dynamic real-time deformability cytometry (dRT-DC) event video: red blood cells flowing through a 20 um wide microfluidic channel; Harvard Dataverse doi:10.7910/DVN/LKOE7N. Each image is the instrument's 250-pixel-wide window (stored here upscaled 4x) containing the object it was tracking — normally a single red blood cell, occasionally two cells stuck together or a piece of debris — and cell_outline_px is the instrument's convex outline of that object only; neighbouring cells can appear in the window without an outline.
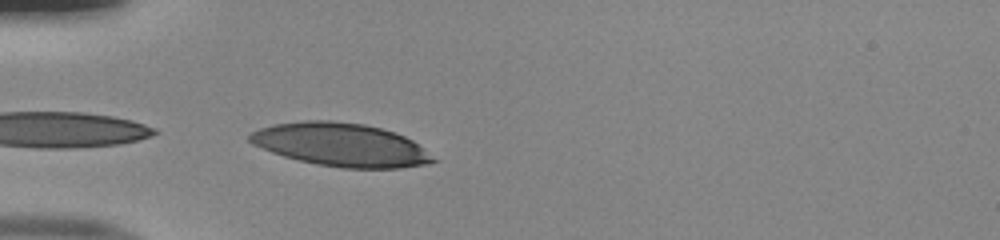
{"species": "human", "species_latin": "Homo sapiens", "temperature_condition": "room temperature", "stored_images_in_passage": 23, "camera_frame_rate_fps": 3000, "um_per_image_px": 0.085, "donor": {"sex": "male"}, "frame": {"image": 1, "passage_image": 1, "time_ms": 0.0, "image_size_px": [1000, 240], "cell_outline_px": [[440, 160], [428, 164], [400, 168], [344, 168], [316, 164], [284, 156], [272, 152], [252, 144], [248, 140], [248, 136], [252, 132], [260, 128], [272, 124], [304, 120], [332, 120], [364, 124], [396, 132], [412, 140]], "centroid_in_image_um": [29.0, 12.3], "position_along_channel_um": 56.0, "area_um2": 46.36}}
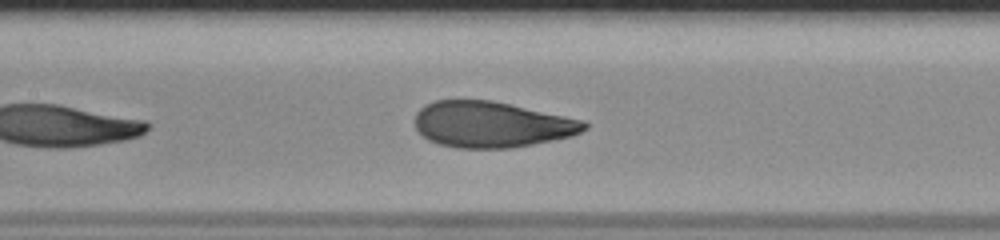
{"frame": {"image": 2, "passage_image": 10, "time_ms": 3.0, "image_size_px": [1000, 240], "cell_outline_px": [[588, 128], [572, 136], [512, 148], [456, 148], [440, 144], [428, 140], [416, 128], [416, 112], [424, 104], [436, 100], [492, 100], [584, 120], [588, 124]], "centroid_in_image_um": [41.78, 10.58], "position_along_channel_um": 165.6, "area_um2": 45.32}}
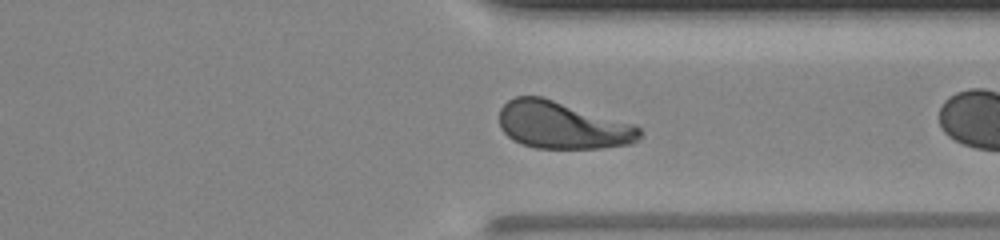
{"frame": {"image": 3, "passage_image": 22, "time_ms": 7.0, "image_size_px": [1000, 240], "cell_outline_px": [[640, 136], [632, 144], [604, 148], [536, 148], [512, 140], [500, 128], [500, 108], [508, 100], [516, 96], [540, 96], [636, 124], [640, 128]], "centroid_in_image_um": [47.81, 10.65], "position_along_channel_um": 363.6, "area_um2": 38.67}}